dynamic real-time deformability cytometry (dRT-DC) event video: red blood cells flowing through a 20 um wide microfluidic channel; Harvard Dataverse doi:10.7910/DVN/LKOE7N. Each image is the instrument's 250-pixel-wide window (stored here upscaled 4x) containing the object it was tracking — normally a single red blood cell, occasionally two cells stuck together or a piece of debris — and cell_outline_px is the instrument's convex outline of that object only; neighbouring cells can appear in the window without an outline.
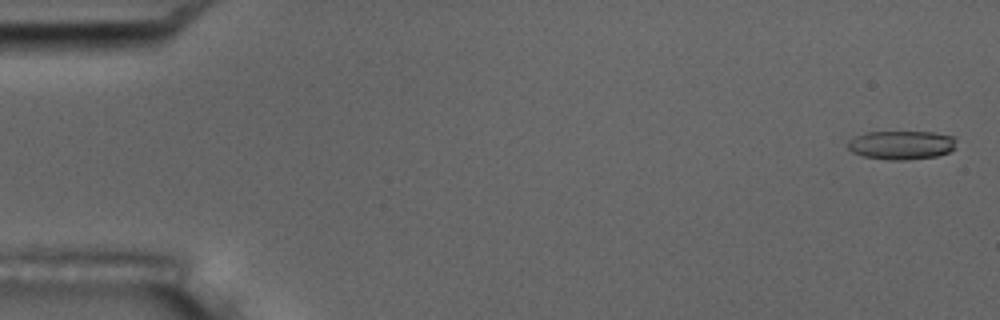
{"species": "common noctule bat (a hibernating species)", "species_latin": "Nyctalus noctula", "temperature_condition": "room temperature", "stored_images_in_passage": 6, "camera_frame_rate_fps": 3000, "um_per_image_px": 0.085, "animal": {"sex": "male", "body_mass_g": 17.5, "forearm_length_mm": 52.3}, "frame": {"image": 1, "passage_image": 1, "time_ms": 0.0, "image_size_px": [1000, 320], "cell_outline_px": [[956, 148], [948, 152], [936, 156], [904, 160], [888, 160], [864, 156], [852, 152], [848, 148], [848, 140], [864, 132], [932, 132], [952, 136], [956, 140]], "centroid_in_image_um": [76.62, 12.32], "position_along_channel_um": 8.4, "area_um2": 18.21}}